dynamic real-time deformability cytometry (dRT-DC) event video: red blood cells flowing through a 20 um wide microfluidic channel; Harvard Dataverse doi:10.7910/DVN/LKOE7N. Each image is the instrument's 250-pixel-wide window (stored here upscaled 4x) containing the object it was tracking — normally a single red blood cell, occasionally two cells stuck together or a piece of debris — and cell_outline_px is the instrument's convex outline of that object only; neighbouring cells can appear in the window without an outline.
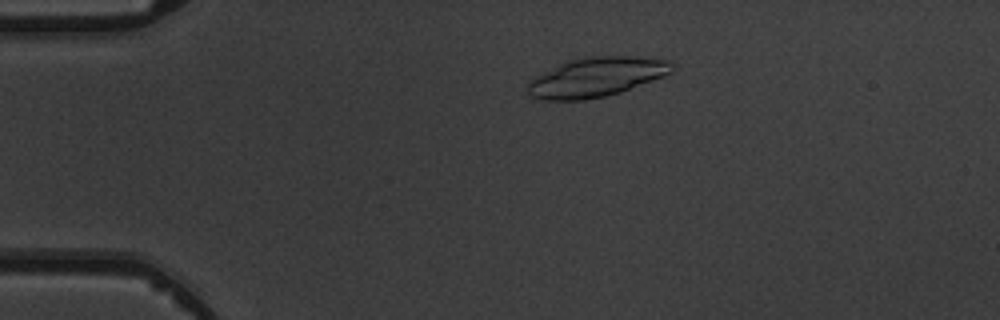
{"species": "common noctule bat (a hibernating species)", "species_latin": "Nyctalus noctula", "temperature_condition": "warm", "stored_images_in_passage": 2, "camera_frame_rate_fps": 3000, "um_per_image_px": 0.085, "animal": {"sex": "male", "body_mass_g": 19.5, "forearm_length_mm": 54.6}, "frame": {"image": 1, "passage_image": 1, "time_ms": 0.0, "image_size_px": [1000, 320], "cell_outline_px": [[676, 64], [672, 72], [664, 76], [620, 92], [604, 96], [584, 100], [544, 100], [532, 96], [524, 88], [524, 84], [528, 80], [568, 60], [584, 56], [640, 56], [672, 60]], "centroid_in_image_um": [50.7, 6.54], "position_along_channel_um": 34.3, "area_um2": 33.52}}